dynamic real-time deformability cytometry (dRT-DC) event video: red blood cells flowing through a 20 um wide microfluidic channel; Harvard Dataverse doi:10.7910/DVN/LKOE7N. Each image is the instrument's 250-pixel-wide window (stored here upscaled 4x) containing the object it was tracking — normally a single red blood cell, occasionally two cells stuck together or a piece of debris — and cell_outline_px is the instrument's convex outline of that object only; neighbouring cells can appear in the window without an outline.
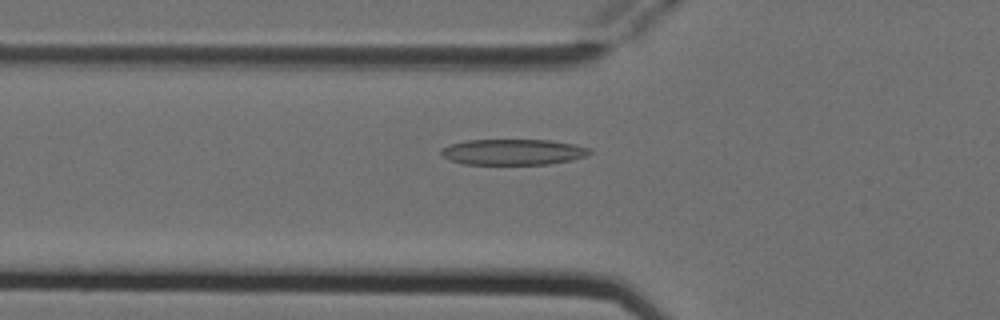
{"species": "Egyptian fruit bat (a non-hibernating species)", "species_latin": "Rousettus aegyptiacus", "temperature_condition": "cold", "stored_images_in_passage": 5, "camera_frame_rate_fps": 3000, "um_per_image_px": 0.085, "animal": {"sex": "female"}, "frame": {"image": 1, "passage_image": 5, "time_ms": 1.333, "image_size_px": [1000, 320], "cell_outline_px": [[592, 152], [584, 156], [572, 160], [548, 164], [464, 164], [448, 160], [440, 156], [440, 148], [452, 144], [468, 140], [548, 140], [576, 144], [592, 148]], "centroid_in_image_um": [43.6, 12.92], "position_along_channel_um": 82.2, "area_um2": 22.48}}